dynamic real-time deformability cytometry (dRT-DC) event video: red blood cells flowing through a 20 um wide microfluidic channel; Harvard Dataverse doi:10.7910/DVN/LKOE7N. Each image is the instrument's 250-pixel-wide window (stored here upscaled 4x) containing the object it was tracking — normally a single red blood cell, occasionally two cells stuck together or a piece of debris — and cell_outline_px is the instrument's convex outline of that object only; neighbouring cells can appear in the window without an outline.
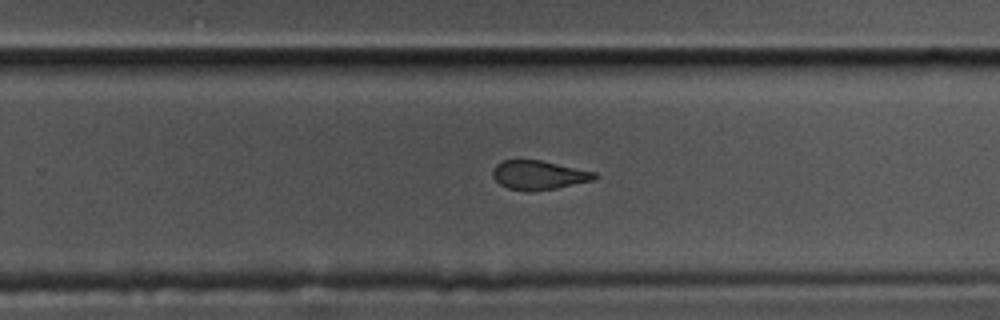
{"species": "common noctule bat (a hibernating species)", "species_latin": "Nyctalus noctula", "temperature_condition": "cold", "stored_images_in_passage": 30, "camera_frame_rate_fps": 3000, "um_per_image_px": 0.085, "animal": {"sex": "male", "body_mass_g": 17.5, "forearm_length_mm": 52.3}, "frame": {"image": 1, "passage_image": 20, "time_ms": 6.333, "image_size_px": [1000, 320], "cell_outline_px": [[600, 176], [592, 180], [556, 188], [532, 192], [528, 192], [508, 188], [500, 184], [492, 176], [492, 172], [496, 164], [504, 160], [540, 160], [596, 172]], "centroid_in_image_um": [45.79, 14.89], "position_along_channel_um": 284.0, "area_um2": 17.22}}
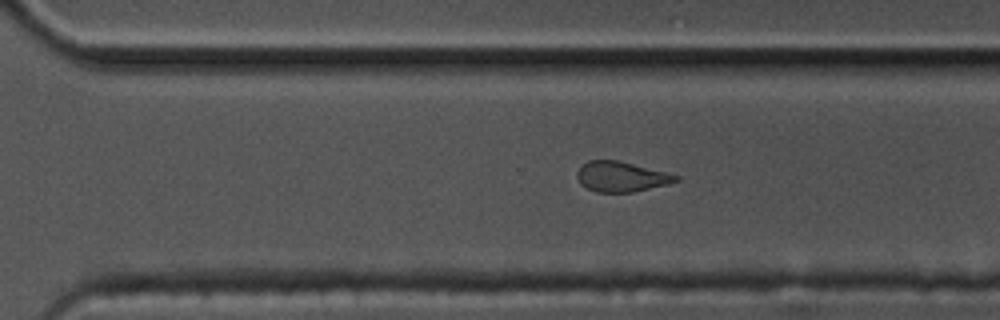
{"frame": {"image": 2, "passage_image": 23, "time_ms": 7.333, "image_size_px": [1000, 320], "cell_outline_px": [[680, 180], [668, 184], [632, 192], [596, 192], [580, 184], [576, 176], [576, 172], [588, 160], [616, 160], [668, 172], [680, 176]], "centroid_in_image_um": [52.82, 15.02], "position_along_channel_um": 317.8, "area_um2": 17.34}}
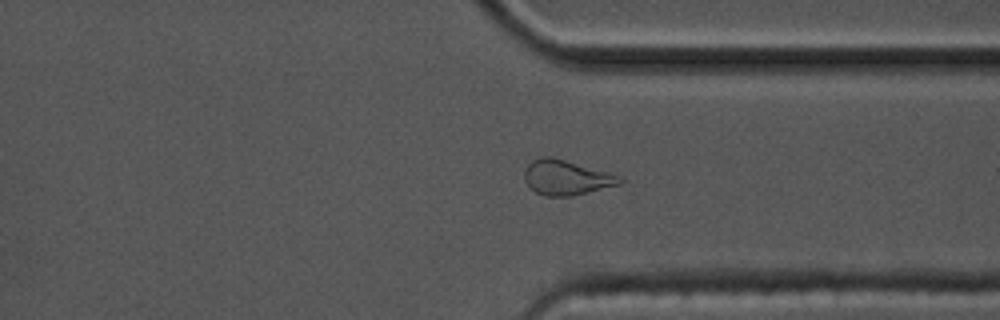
{"frame": {"image": 3, "passage_image": 27, "time_ms": 8.667, "image_size_px": [1000, 320], "cell_outline_px": [[624, 180], [620, 184], [572, 196], [544, 196], [536, 192], [528, 184], [524, 176], [524, 172], [528, 164], [532, 160], [544, 156], [552, 156], [608, 172], [620, 176]], "centroid_in_image_um": [48.14, 15.08], "position_along_channel_um": 363.3, "area_um2": 19.25}}